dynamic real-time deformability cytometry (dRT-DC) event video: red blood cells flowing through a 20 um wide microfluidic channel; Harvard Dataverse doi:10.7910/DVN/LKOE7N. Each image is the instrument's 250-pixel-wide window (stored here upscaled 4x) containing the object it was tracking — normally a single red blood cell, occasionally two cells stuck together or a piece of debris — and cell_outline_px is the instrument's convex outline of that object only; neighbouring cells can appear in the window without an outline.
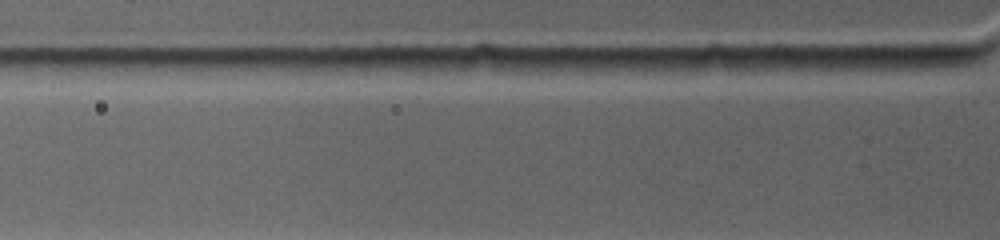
{"species": "common noctule bat (a hibernating species)", "species_latin": "Nyctalus noctula", "temperature_condition": "warm", "stored_images_in_passage": 3, "camera_frame_rate_fps": 4500, "um_per_image_px": 0.085, "animal": {"sex": "female", "body_mass_g": 19.0, "forearm_length_mm": 53.3}, "frame": {"image": 1, "passage_image": 3, "time_ms": 0.889, "image_size_px": [1000, 240], "cell_outline_px": [[972, 60], [968, 64], [916, 72], [844, 68], [844, 64], [856, 56], [968, 56]], "centroid_in_image_um": [77.01, 5.34], "position_along_channel_um": 48.8, "area_um2": 11.56}}